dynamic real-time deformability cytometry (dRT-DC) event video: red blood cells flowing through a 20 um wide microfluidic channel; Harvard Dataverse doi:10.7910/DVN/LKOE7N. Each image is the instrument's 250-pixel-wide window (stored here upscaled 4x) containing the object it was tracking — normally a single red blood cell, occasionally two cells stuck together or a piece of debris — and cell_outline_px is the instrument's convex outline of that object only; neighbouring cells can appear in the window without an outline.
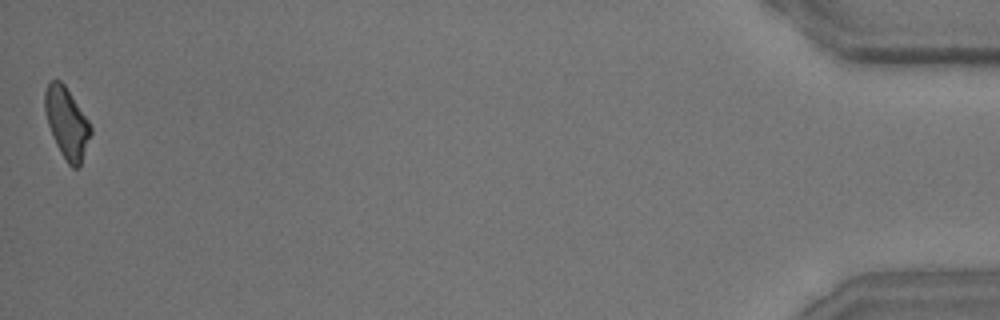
{"species": "common noctule bat (a hibernating species)", "species_latin": "Nyctalus noctula", "temperature_condition": "room temperature", "stored_images_in_passage": 15, "camera_frame_rate_fps": 3000, "um_per_image_px": 0.085, "animal": {"sex": "male", "body_mass_g": 15.6}, "frame": {"image": 1, "passage_image": 15, "time_ms": 4.667, "image_size_px": [1000, 320], "cell_outline_px": [[92, 132], [80, 164], [76, 168], [72, 168], [68, 164], [60, 152], [56, 144], [48, 124], [44, 108], [44, 92], [48, 84], [52, 80], [60, 80], [64, 84], [88, 120], [92, 128]], "centroid_in_image_um": [5.67, 10.44], "position_along_channel_um": 429.5, "area_um2": 18.61}}